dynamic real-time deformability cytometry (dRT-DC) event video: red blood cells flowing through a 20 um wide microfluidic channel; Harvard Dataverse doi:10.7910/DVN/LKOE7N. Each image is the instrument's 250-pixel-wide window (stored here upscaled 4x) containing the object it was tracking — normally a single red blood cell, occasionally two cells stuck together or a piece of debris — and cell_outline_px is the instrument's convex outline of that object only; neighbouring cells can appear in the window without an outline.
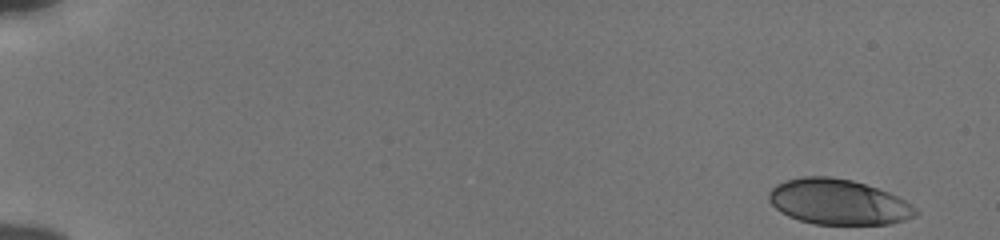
{"species": "human", "species_latin": "Homo sapiens", "temperature_condition": "cold", "stored_images_in_passage": 53, "camera_frame_rate_fps": 3000, "um_per_image_px": 0.085, "donor": {"sex": "male"}, "frame": {"image": 1, "passage_image": 1, "time_ms": 0.0, "image_size_px": [1000, 240], "cell_outline_px": [[920, 212], [916, 216], [904, 220], [888, 224], [816, 224], [800, 220], [788, 216], [780, 212], [768, 200], [768, 192], [776, 184], [784, 180], [804, 176], [828, 176], [852, 180], [888, 192], [904, 200], [916, 208]], "centroid_in_image_um": [71.23, 17.16], "position_along_channel_um": 13.8, "area_um2": 38.78}}
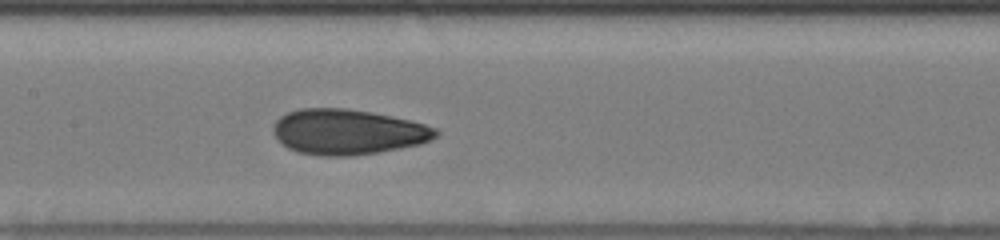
{"frame": {"image": 2, "passage_image": 27, "time_ms": 8.667, "image_size_px": [1000, 240], "cell_outline_px": [[440, 132], [432, 140], [420, 144], [376, 152], [352, 156], [320, 156], [296, 152], [288, 148], [276, 140], [272, 132], [272, 128], [276, 120], [280, 116], [288, 112], [300, 108], [348, 108], [372, 112], [392, 116], [424, 124], [436, 128]], "centroid_in_image_um": [29.51, 11.21], "position_along_channel_um": 177.9, "area_um2": 43.23}}
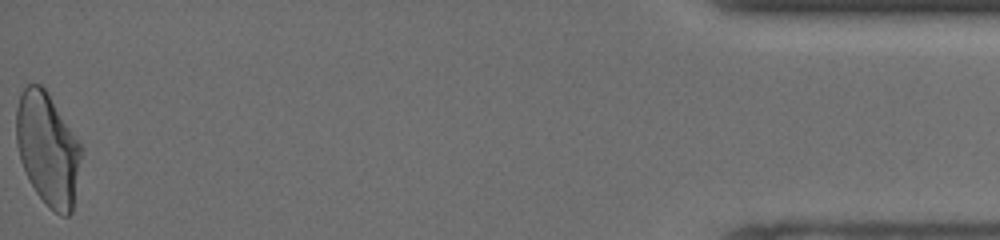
{"frame": {"image": 3, "passage_image": 53, "time_ms": 17.333, "image_size_px": [1000, 240], "cell_outline_px": [[84, 148], [72, 212], [68, 216], [60, 216], [48, 208], [36, 192], [20, 160], [16, 144], [16, 108], [20, 92], [28, 84], [40, 84], [44, 88]], "centroid_in_image_um": [4.07, 12.7], "position_along_channel_um": 431.1, "area_um2": 42.89}, "authors_computed_cell_mechanics": {"area_um2": 41.327, "velocity_mm_per_s": 3.8488, "shape_relaxation_time_tau1_ms": 4.7738, "shape_relaxation_time_tau2_ms": 1.1945, "deformation_change_tau1": 0.1571, "deformation_change_tau2": 0.0681}}